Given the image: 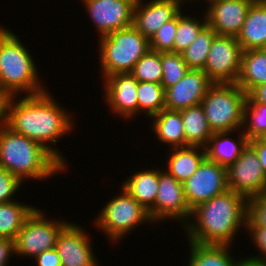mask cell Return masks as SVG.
Here are the masks:
<instances>
[{
	"label": "cell",
	"mask_w": 266,
	"mask_h": 266,
	"mask_svg": "<svg viewBox=\"0 0 266 266\" xmlns=\"http://www.w3.org/2000/svg\"><path fill=\"white\" fill-rule=\"evenodd\" d=\"M183 187L186 202L192 210L228 190L227 169L206 157Z\"/></svg>",
	"instance_id": "7c38bea8"
},
{
	"label": "cell",
	"mask_w": 266,
	"mask_h": 266,
	"mask_svg": "<svg viewBox=\"0 0 266 266\" xmlns=\"http://www.w3.org/2000/svg\"><path fill=\"white\" fill-rule=\"evenodd\" d=\"M249 144L257 152L260 163L263 167V172L266 175V141L262 137H257L249 140Z\"/></svg>",
	"instance_id": "ab89813d"
},
{
	"label": "cell",
	"mask_w": 266,
	"mask_h": 266,
	"mask_svg": "<svg viewBox=\"0 0 266 266\" xmlns=\"http://www.w3.org/2000/svg\"><path fill=\"white\" fill-rule=\"evenodd\" d=\"M184 124L186 146L206 147L213 135L210 129L203 107L192 106L180 111Z\"/></svg>",
	"instance_id": "d4e9b609"
},
{
	"label": "cell",
	"mask_w": 266,
	"mask_h": 266,
	"mask_svg": "<svg viewBox=\"0 0 266 266\" xmlns=\"http://www.w3.org/2000/svg\"><path fill=\"white\" fill-rule=\"evenodd\" d=\"M151 118L154 120L152 122L153 132L161 143L169 144L168 146L171 148L186 146L184 124L180 111L163 109Z\"/></svg>",
	"instance_id": "603a6c76"
},
{
	"label": "cell",
	"mask_w": 266,
	"mask_h": 266,
	"mask_svg": "<svg viewBox=\"0 0 266 266\" xmlns=\"http://www.w3.org/2000/svg\"><path fill=\"white\" fill-rule=\"evenodd\" d=\"M188 266H236L238 260L230 254V245H203L188 241Z\"/></svg>",
	"instance_id": "484cf974"
},
{
	"label": "cell",
	"mask_w": 266,
	"mask_h": 266,
	"mask_svg": "<svg viewBox=\"0 0 266 266\" xmlns=\"http://www.w3.org/2000/svg\"><path fill=\"white\" fill-rule=\"evenodd\" d=\"M68 223L60 219L48 220L43 210L36 208L14 240L15 255L35 258L45 250L55 248L60 232Z\"/></svg>",
	"instance_id": "ba28073f"
},
{
	"label": "cell",
	"mask_w": 266,
	"mask_h": 266,
	"mask_svg": "<svg viewBox=\"0 0 266 266\" xmlns=\"http://www.w3.org/2000/svg\"><path fill=\"white\" fill-rule=\"evenodd\" d=\"M99 38L132 26L134 0H82Z\"/></svg>",
	"instance_id": "4fadbf2b"
},
{
	"label": "cell",
	"mask_w": 266,
	"mask_h": 266,
	"mask_svg": "<svg viewBox=\"0 0 266 266\" xmlns=\"http://www.w3.org/2000/svg\"><path fill=\"white\" fill-rule=\"evenodd\" d=\"M15 253L14 241L0 237V266H7L9 258ZM13 254V255H11Z\"/></svg>",
	"instance_id": "f35d334b"
},
{
	"label": "cell",
	"mask_w": 266,
	"mask_h": 266,
	"mask_svg": "<svg viewBox=\"0 0 266 266\" xmlns=\"http://www.w3.org/2000/svg\"><path fill=\"white\" fill-rule=\"evenodd\" d=\"M170 150L172 151L166 161L168 169L166 171L182 184L193 175L206 158V149L201 146L189 145L170 148Z\"/></svg>",
	"instance_id": "44dd1931"
},
{
	"label": "cell",
	"mask_w": 266,
	"mask_h": 266,
	"mask_svg": "<svg viewBox=\"0 0 266 266\" xmlns=\"http://www.w3.org/2000/svg\"><path fill=\"white\" fill-rule=\"evenodd\" d=\"M266 141V133L261 136Z\"/></svg>",
	"instance_id": "f6af8a7d"
},
{
	"label": "cell",
	"mask_w": 266,
	"mask_h": 266,
	"mask_svg": "<svg viewBox=\"0 0 266 266\" xmlns=\"http://www.w3.org/2000/svg\"><path fill=\"white\" fill-rule=\"evenodd\" d=\"M236 84L247 94L255 87L266 84V49L243 51Z\"/></svg>",
	"instance_id": "7402d4cb"
},
{
	"label": "cell",
	"mask_w": 266,
	"mask_h": 266,
	"mask_svg": "<svg viewBox=\"0 0 266 266\" xmlns=\"http://www.w3.org/2000/svg\"><path fill=\"white\" fill-rule=\"evenodd\" d=\"M226 169L229 190L247 199L266 192V175L257 152L250 144Z\"/></svg>",
	"instance_id": "30bf717a"
},
{
	"label": "cell",
	"mask_w": 266,
	"mask_h": 266,
	"mask_svg": "<svg viewBox=\"0 0 266 266\" xmlns=\"http://www.w3.org/2000/svg\"><path fill=\"white\" fill-rule=\"evenodd\" d=\"M121 195L110 200L106 206L99 211L95 225L104 234L117 242L136 228V226L152 220L148 210L139 204L125 189L121 188Z\"/></svg>",
	"instance_id": "52a82bcc"
},
{
	"label": "cell",
	"mask_w": 266,
	"mask_h": 266,
	"mask_svg": "<svg viewBox=\"0 0 266 266\" xmlns=\"http://www.w3.org/2000/svg\"><path fill=\"white\" fill-rule=\"evenodd\" d=\"M188 1V0H187ZM194 1V0H193ZM206 2H207V4H212V3H214V2H216V1H219V0H205Z\"/></svg>",
	"instance_id": "ee69618b"
},
{
	"label": "cell",
	"mask_w": 266,
	"mask_h": 266,
	"mask_svg": "<svg viewBox=\"0 0 266 266\" xmlns=\"http://www.w3.org/2000/svg\"><path fill=\"white\" fill-rule=\"evenodd\" d=\"M161 65V85L164 90L177 84L190 70L181 53L161 52Z\"/></svg>",
	"instance_id": "d6a6232c"
},
{
	"label": "cell",
	"mask_w": 266,
	"mask_h": 266,
	"mask_svg": "<svg viewBox=\"0 0 266 266\" xmlns=\"http://www.w3.org/2000/svg\"><path fill=\"white\" fill-rule=\"evenodd\" d=\"M217 33L208 25L181 53L190 70H204L212 41Z\"/></svg>",
	"instance_id": "83f0119b"
},
{
	"label": "cell",
	"mask_w": 266,
	"mask_h": 266,
	"mask_svg": "<svg viewBox=\"0 0 266 266\" xmlns=\"http://www.w3.org/2000/svg\"><path fill=\"white\" fill-rule=\"evenodd\" d=\"M105 102L111 111L124 119L138 114V81L130 73H116L104 78Z\"/></svg>",
	"instance_id": "e0dca14e"
},
{
	"label": "cell",
	"mask_w": 266,
	"mask_h": 266,
	"mask_svg": "<svg viewBox=\"0 0 266 266\" xmlns=\"http://www.w3.org/2000/svg\"><path fill=\"white\" fill-rule=\"evenodd\" d=\"M21 184L17 177L0 166V204L14 201L12 196L17 194L16 191L20 189Z\"/></svg>",
	"instance_id": "d590c367"
},
{
	"label": "cell",
	"mask_w": 266,
	"mask_h": 266,
	"mask_svg": "<svg viewBox=\"0 0 266 266\" xmlns=\"http://www.w3.org/2000/svg\"><path fill=\"white\" fill-rule=\"evenodd\" d=\"M100 64L103 79L116 73H130L137 61L150 50L149 39L133 26L100 37Z\"/></svg>",
	"instance_id": "8992f818"
},
{
	"label": "cell",
	"mask_w": 266,
	"mask_h": 266,
	"mask_svg": "<svg viewBox=\"0 0 266 266\" xmlns=\"http://www.w3.org/2000/svg\"><path fill=\"white\" fill-rule=\"evenodd\" d=\"M130 74L139 82L161 83L163 77L161 52L149 50L137 61Z\"/></svg>",
	"instance_id": "1f68e13d"
},
{
	"label": "cell",
	"mask_w": 266,
	"mask_h": 266,
	"mask_svg": "<svg viewBox=\"0 0 266 266\" xmlns=\"http://www.w3.org/2000/svg\"><path fill=\"white\" fill-rule=\"evenodd\" d=\"M3 101L4 98L0 95V125L3 122Z\"/></svg>",
	"instance_id": "7bdbcfd3"
},
{
	"label": "cell",
	"mask_w": 266,
	"mask_h": 266,
	"mask_svg": "<svg viewBox=\"0 0 266 266\" xmlns=\"http://www.w3.org/2000/svg\"><path fill=\"white\" fill-rule=\"evenodd\" d=\"M24 46L18 35L0 27V95L3 98L22 92L36 95L47 90L38 80L34 57Z\"/></svg>",
	"instance_id": "277c9868"
},
{
	"label": "cell",
	"mask_w": 266,
	"mask_h": 266,
	"mask_svg": "<svg viewBox=\"0 0 266 266\" xmlns=\"http://www.w3.org/2000/svg\"><path fill=\"white\" fill-rule=\"evenodd\" d=\"M182 12L178 13V28L175 35L173 53H182L207 26L205 13L202 19L204 21H200L190 15H184Z\"/></svg>",
	"instance_id": "f546056e"
},
{
	"label": "cell",
	"mask_w": 266,
	"mask_h": 266,
	"mask_svg": "<svg viewBox=\"0 0 266 266\" xmlns=\"http://www.w3.org/2000/svg\"><path fill=\"white\" fill-rule=\"evenodd\" d=\"M236 266H266V261H258L250 258L239 259Z\"/></svg>",
	"instance_id": "b9f144b4"
},
{
	"label": "cell",
	"mask_w": 266,
	"mask_h": 266,
	"mask_svg": "<svg viewBox=\"0 0 266 266\" xmlns=\"http://www.w3.org/2000/svg\"><path fill=\"white\" fill-rule=\"evenodd\" d=\"M248 95L255 102L266 105V84L255 87Z\"/></svg>",
	"instance_id": "60d3db41"
},
{
	"label": "cell",
	"mask_w": 266,
	"mask_h": 266,
	"mask_svg": "<svg viewBox=\"0 0 266 266\" xmlns=\"http://www.w3.org/2000/svg\"><path fill=\"white\" fill-rule=\"evenodd\" d=\"M152 223L164 219H178L185 226L192 210L189 208L183 184L170 175L166 170L159 169V184L155 204L148 210ZM184 222V223H183Z\"/></svg>",
	"instance_id": "8fae6325"
},
{
	"label": "cell",
	"mask_w": 266,
	"mask_h": 266,
	"mask_svg": "<svg viewBox=\"0 0 266 266\" xmlns=\"http://www.w3.org/2000/svg\"><path fill=\"white\" fill-rule=\"evenodd\" d=\"M243 132L249 140L266 133V105L255 102L249 95L244 109Z\"/></svg>",
	"instance_id": "4dcf8cb0"
},
{
	"label": "cell",
	"mask_w": 266,
	"mask_h": 266,
	"mask_svg": "<svg viewBox=\"0 0 266 266\" xmlns=\"http://www.w3.org/2000/svg\"><path fill=\"white\" fill-rule=\"evenodd\" d=\"M247 96L236 83H214L208 89L200 104L213 133L229 131L234 134L244 128Z\"/></svg>",
	"instance_id": "5b68a950"
},
{
	"label": "cell",
	"mask_w": 266,
	"mask_h": 266,
	"mask_svg": "<svg viewBox=\"0 0 266 266\" xmlns=\"http://www.w3.org/2000/svg\"><path fill=\"white\" fill-rule=\"evenodd\" d=\"M159 184V169L135 172L122 183V187L145 209L149 210L156 201Z\"/></svg>",
	"instance_id": "cb8c5ba5"
},
{
	"label": "cell",
	"mask_w": 266,
	"mask_h": 266,
	"mask_svg": "<svg viewBox=\"0 0 266 266\" xmlns=\"http://www.w3.org/2000/svg\"><path fill=\"white\" fill-rule=\"evenodd\" d=\"M38 266H62L61 259L55 248L45 250L35 257Z\"/></svg>",
	"instance_id": "74e56055"
},
{
	"label": "cell",
	"mask_w": 266,
	"mask_h": 266,
	"mask_svg": "<svg viewBox=\"0 0 266 266\" xmlns=\"http://www.w3.org/2000/svg\"><path fill=\"white\" fill-rule=\"evenodd\" d=\"M236 38L243 51L266 49V3L261 0L252 3Z\"/></svg>",
	"instance_id": "d6986e66"
},
{
	"label": "cell",
	"mask_w": 266,
	"mask_h": 266,
	"mask_svg": "<svg viewBox=\"0 0 266 266\" xmlns=\"http://www.w3.org/2000/svg\"><path fill=\"white\" fill-rule=\"evenodd\" d=\"M246 227H266V192L248 199Z\"/></svg>",
	"instance_id": "e575fe53"
},
{
	"label": "cell",
	"mask_w": 266,
	"mask_h": 266,
	"mask_svg": "<svg viewBox=\"0 0 266 266\" xmlns=\"http://www.w3.org/2000/svg\"><path fill=\"white\" fill-rule=\"evenodd\" d=\"M230 134L232 135L229 131L214 132L205 147L206 157L226 168L239 158L242 151L249 144V138L244 132H240L236 141L229 136Z\"/></svg>",
	"instance_id": "ffe728a7"
},
{
	"label": "cell",
	"mask_w": 266,
	"mask_h": 266,
	"mask_svg": "<svg viewBox=\"0 0 266 266\" xmlns=\"http://www.w3.org/2000/svg\"><path fill=\"white\" fill-rule=\"evenodd\" d=\"M243 50L234 36L216 35L206 60L204 72L213 83H236Z\"/></svg>",
	"instance_id": "9c48e42d"
},
{
	"label": "cell",
	"mask_w": 266,
	"mask_h": 266,
	"mask_svg": "<svg viewBox=\"0 0 266 266\" xmlns=\"http://www.w3.org/2000/svg\"><path fill=\"white\" fill-rule=\"evenodd\" d=\"M35 209L18 201L0 204V237L14 241L25 220Z\"/></svg>",
	"instance_id": "4316f807"
},
{
	"label": "cell",
	"mask_w": 266,
	"mask_h": 266,
	"mask_svg": "<svg viewBox=\"0 0 266 266\" xmlns=\"http://www.w3.org/2000/svg\"><path fill=\"white\" fill-rule=\"evenodd\" d=\"M178 28V14L167 21L149 40L150 50L155 52H173L175 35Z\"/></svg>",
	"instance_id": "836d02e7"
},
{
	"label": "cell",
	"mask_w": 266,
	"mask_h": 266,
	"mask_svg": "<svg viewBox=\"0 0 266 266\" xmlns=\"http://www.w3.org/2000/svg\"><path fill=\"white\" fill-rule=\"evenodd\" d=\"M50 95L47 89L36 95L25 94L20 100L17 96L4 98L3 122L14 132L43 145L66 167L63 155L49 143L56 144L59 138L70 134L73 116Z\"/></svg>",
	"instance_id": "6da1fadb"
},
{
	"label": "cell",
	"mask_w": 266,
	"mask_h": 266,
	"mask_svg": "<svg viewBox=\"0 0 266 266\" xmlns=\"http://www.w3.org/2000/svg\"><path fill=\"white\" fill-rule=\"evenodd\" d=\"M0 166L22 183L28 178L47 179L66 170L43 145L14 132L4 122L0 125Z\"/></svg>",
	"instance_id": "3957f363"
},
{
	"label": "cell",
	"mask_w": 266,
	"mask_h": 266,
	"mask_svg": "<svg viewBox=\"0 0 266 266\" xmlns=\"http://www.w3.org/2000/svg\"><path fill=\"white\" fill-rule=\"evenodd\" d=\"M144 0L135 3L132 26L144 37L151 39L156 32L181 10L185 0Z\"/></svg>",
	"instance_id": "9a60e30c"
},
{
	"label": "cell",
	"mask_w": 266,
	"mask_h": 266,
	"mask_svg": "<svg viewBox=\"0 0 266 266\" xmlns=\"http://www.w3.org/2000/svg\"><path fill=\"white\" fill-rule=\"evenodd\" d=\"M137 99L138 115L144 111V115L151 119L165 109V90L161 83L138 81Z\"/></svg>",
	"instance_id": "f1b7e54d"
},
{
	"label": "cell",
	"mask_w": 266,
	"mask_h": 266,
	"mask_svg": "<svg viewBox=\"0 0 266 266\" xmlns=\"http://www.w3.org/2000/svg\"><path fill=\"white\" fill-rule=\"evenodd\" d=\"M247 213L248 199L228 189L192 209V218L183 228L188 241L231 246L241 226L246 227Z\"/></svg>",
	"instance_id": "7a4b0ae2"
},
{
	"label": "cell",
	"mask_w": 266,
	"mask_h": 266,
	"mask_svg": "<svg viewBox=\"0 0 266 266\" xmlns=\"http://www.w3.org/2000/svg\"><path fill=\"white\" fill-rule=\"evenodd\" d=\"M250 233L251 240H253L255 246L260 251L262 256L248 257L253 260L266 261V227H245ZM252 235V236H251Z\"/></svg>",
	"instance_id": "8d00e7d4"
},
{
	"label": "cell",
	"mask_w": 266,
	"mask_h": 266,
	"mask_svg": "<svg viewBox=\"0 0 266 266\" xmlns=\"http://www.w3.org/2000/svg\"><path fill=\"white\" fill-rule=\"evenodd\" d=\"M213 84L203 70H189L177 84L165 90V109L181 111L200 105Z\"/></svg>",
	"instance_id": "2e32d148"
},
{
	"label": "cell",
	"mask_w": 266,
	"mask_h": 266,
	"mask_svg": "<svg viewBox=\"0 0 266 266\" xmlns=\"http://www.w3.org/2000/svg\"><path fill=\"white\" fill-rule=\"evenodd\" d=\"M68 223L60 232L55 249L62 266H98L85 229L77 224ZM98 263V264H97Z\"/></svg>",
	"instance_id": "5bb4252c"
},
{
	"label": "cell",
	"mask_w": 266,
	"mask_h": 266,
	"mask_svg": "<svg viewBox=\"0 0 266 266\" xmlns=\"http://www.w3.org/2000/svg\"><path fill=\"white\" fill-rule=\"evenodd\" d=\"M255 0H219L206 8L207 25L217 35L234 36L240 33L247 12Z\"/></svg>",
	"instance_id": "ac0fdd59"
}]
</instances>
